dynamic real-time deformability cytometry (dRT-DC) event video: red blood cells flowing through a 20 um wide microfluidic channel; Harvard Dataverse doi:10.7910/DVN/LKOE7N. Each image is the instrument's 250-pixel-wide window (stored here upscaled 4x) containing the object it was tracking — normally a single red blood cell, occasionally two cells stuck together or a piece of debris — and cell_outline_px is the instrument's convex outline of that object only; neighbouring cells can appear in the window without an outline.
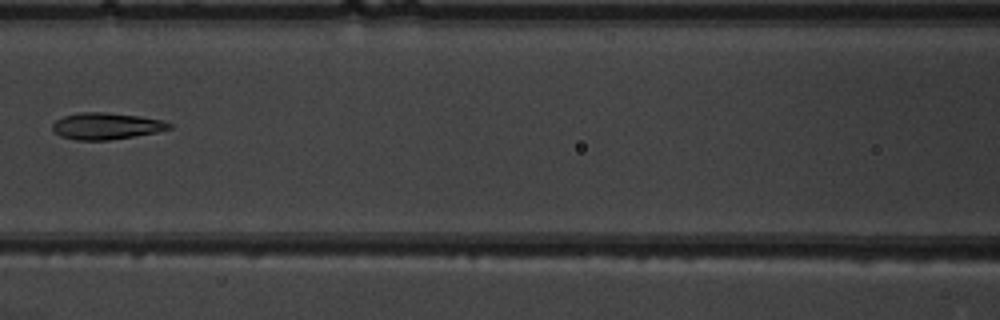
{"species": "common noctule bat (a hibernating species)", "species_latin": "Nyctalus noctula", "temperature_condition": "warm", "stored_images_in_passage": 6, "camera_frame_rate_fps": 3000, "um_per_image_px": 0.085, "animal": {"sex": "male", "body_mass_g": 19.5, "forearm_length_mm": 54.6}, "frame": {"image": 1, "passage_image": 5, "time_ms": 4.667, "image_size_px": [1000, 320], "cell_outline_px": [[172, 128], [156, 132], [108, 140], [76, 140], [60, 136], [52, 128], [52, 124], [56, 120], [64, 116], [80, 112], [104, 112], [140, 116], [164, 120], [172, 124]], "centroid_in_image_um": [9.04, 10.7], "position_along_channel_um": 157.6, "area_um2": 18.03}}
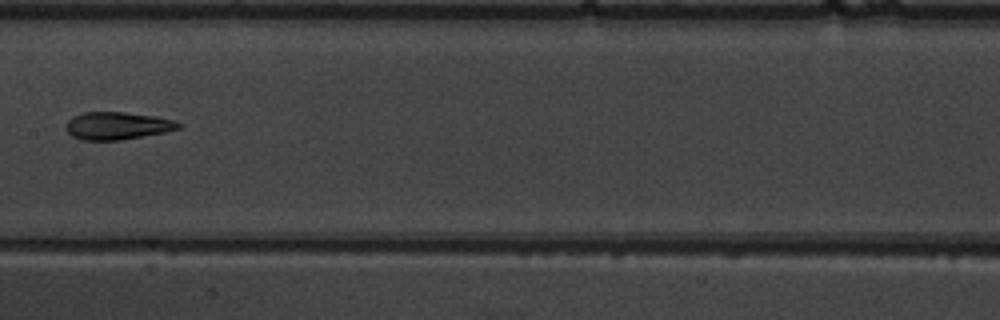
{"frame": {"image": 2, "passage_image": 6, "time_ms": 5.667, "image_size_px": [1000, 320], "cell_outline_px": [[184, 124], [180, 128], [164, 132], [120, 140], [80, 140], [72, 136], [64, 128], [68, 120], [72, 116], [84, 112], [124, 112], [156, 116], [176, 120]], "centroid_in_image_um": [9.97, 10.68], "position_along_channel_um": 197.4, "area_um2": 18.26}}